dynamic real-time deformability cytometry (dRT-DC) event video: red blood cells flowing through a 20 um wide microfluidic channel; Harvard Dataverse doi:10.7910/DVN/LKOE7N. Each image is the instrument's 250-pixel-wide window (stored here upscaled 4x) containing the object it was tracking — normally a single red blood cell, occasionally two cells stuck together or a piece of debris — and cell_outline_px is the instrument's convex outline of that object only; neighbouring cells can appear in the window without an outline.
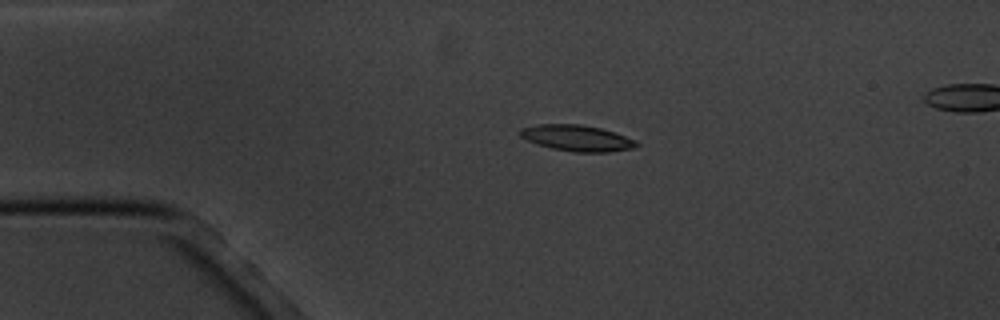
{"species": "common noctule bat (a hibernating species)", "species_latin": "Nyctalus noctula", "temperature_condition": "cold", "stored_images_in_passage": 6, "camera_frame_rate_fps": 3000, "um_per_image_px": 0.085, "animal": {"sex": "male", "body_mass_g": 20.1, "forearm_length_mm": 53.5}, "frame": {"image": 1, "passage_image": 4, "time_ms": 3.333, "image_size_px": [1000, 320], "cell_outline_px": [[640, 144], [636, 148], [608, 152], [572, 152], [552, 148], [536, 144], [520, 136], [520, 128], [536, 124], [580, 124], [600, 128], [636, 140]], "centroid_in_image_um": [49.04, 11.74], "position_along_channel_um": 36.0, "area_um2": 17.69}}